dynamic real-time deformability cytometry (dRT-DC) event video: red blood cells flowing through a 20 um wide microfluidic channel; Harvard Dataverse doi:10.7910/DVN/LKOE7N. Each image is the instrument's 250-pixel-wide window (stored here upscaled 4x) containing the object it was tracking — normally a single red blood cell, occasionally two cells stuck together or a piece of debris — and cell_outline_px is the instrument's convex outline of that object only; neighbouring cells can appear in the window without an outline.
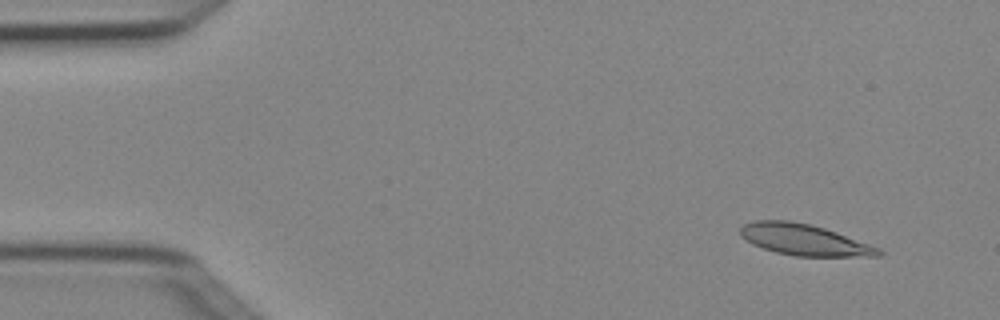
{"species": "Egyptian fruit bat (a non-hibernating species)", "species_latin": "Rousettus aegyptiacus", "temperature_condition": "cold", "stored_images_in_passage": 7, "camera_frame_rate_fps": 3000, "um_per_image_px": 0.085, "animal": {"sex": "female"}, "frame": {"image": 1, "passage_image": 1, "time_ms": 0.0, "image_size_px": [1000, 320], "cell_outline_px": [[884, 252], [880, 256], [796, 256], [776, 252], [752, 244], [740, 236], [740, 228], [744, 224], [756, 220], [788, 220], [812, 224], [836, 232], [880, 248]], "centroid_in_image_um": [68.34, 20.37], "position_along_channel_um": 16.7, "area_um2": 25.03}}
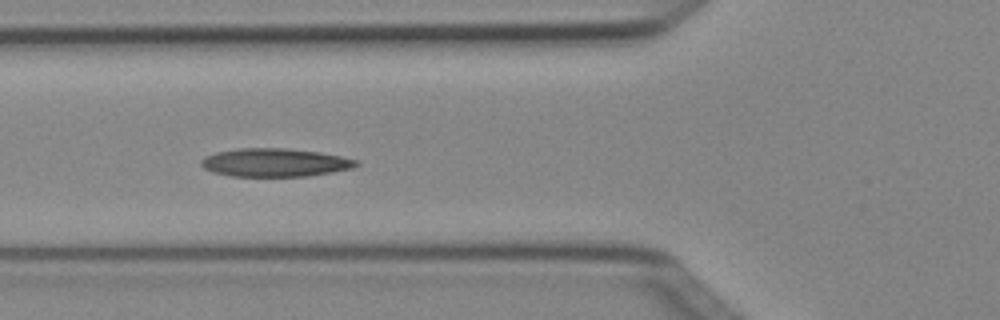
{"frame": {"image": 2, "passage_image": 5, "time_ms": 1.333, "image_size_px": [1000, 320], "cell_outline_px": [[360, 164], [352, 168], [332, 172], [308, 176], [232, 176], [212, 172], [204, 168], [200, 164], [200, 160], [204, 156], [216, 152], [240, 148], [288, 148], [320, 152], [360, 160]], "centroid_in_image_um": [23.37, 13.81], "position_along_channel_um": 102.4, "area_um2": 25.72}}
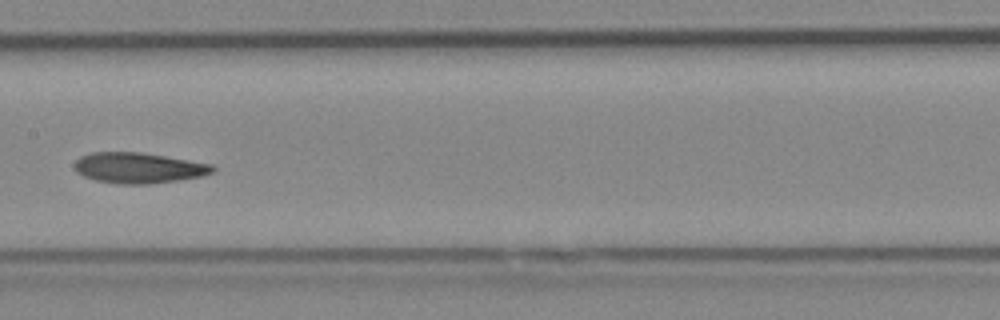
{"frame": {"image": 3, "passage_image": 7, "time_ms": 2.0, "image_size_px": [1000, 320], "cell_outline_px": [[216, 172], [200, 176], [180, 180], [148, 184], [120, 184], [96, 180], [84, 176], [76, 172], [76, 160], [80, 156], [88, 152], [140, 152], [212, 164], [216, 168]], "centroid_in_image_um": [11.79, 14.27], "position_along_channel_um": 195.6, "area_um2": 24.62}}